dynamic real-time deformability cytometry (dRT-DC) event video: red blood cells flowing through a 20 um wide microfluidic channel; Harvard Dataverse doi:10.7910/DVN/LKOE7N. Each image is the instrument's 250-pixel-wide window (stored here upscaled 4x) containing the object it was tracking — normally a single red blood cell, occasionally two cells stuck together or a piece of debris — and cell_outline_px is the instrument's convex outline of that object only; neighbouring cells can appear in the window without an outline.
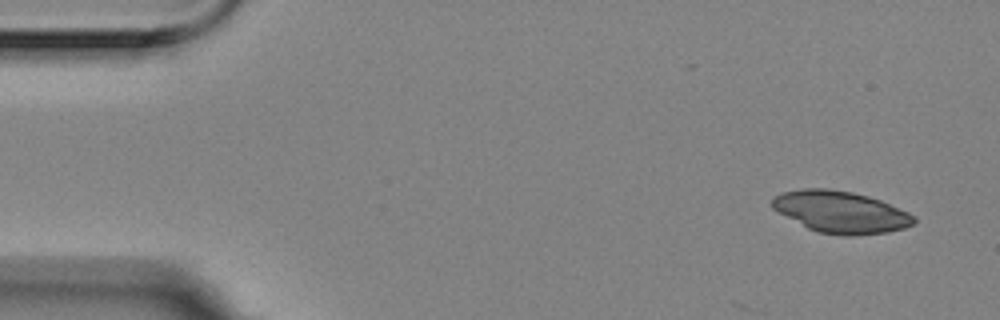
{"species": "Egyptian fruit bat (a non-hibernating species)", "species_latin": "Rousettus aegyptiacus", "temperature_condition": "room temperature", "stored_images_in_passage": 5, "camera_frame_rate_fps": 3000, "um_per_image_px": 0.085, "animal": {"sex": "female"}, "frame": {"image": 1, "passage_image": 1, "time_ms": 0.0, "image_size_px": [1000, 320], "cell_outline_px": [[916, 224], [904, 228], [888, 232], [856, 236], [844, 236], [816, 232], [808, 228], [772, 208], [772, 196], [784, 192], [800, 188], [828, 188], [852, 192], [868, 196], [880, 200], [908, 212], [916, 216]], "centroid_in_image_um": [71.49, 18.02], "position_along_channel_um": 13.5, "area_um2": 34.68}}
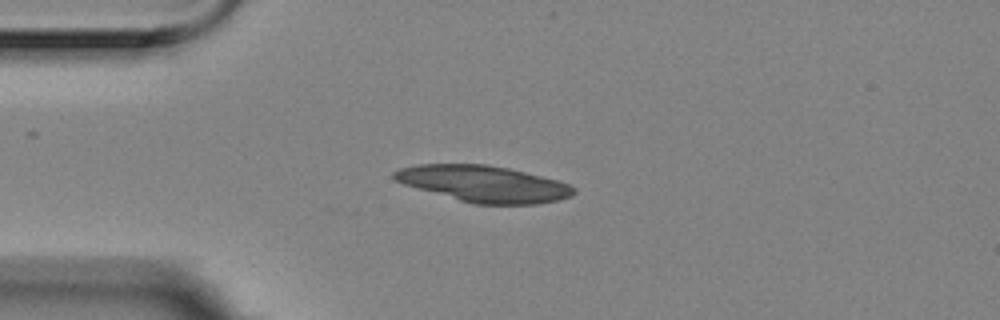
{"frame": {"image": 2, "passage_image": 4, "time_ms": 1.0, "image_size_px": [1000, 320], "cell_outline_px": [[576, 192], [572, 196], [556, 200], [536, 204], [472, 204], [404, 184], [396, 180], [392, 176], [392, 172], [400, 168], [420, 164], [484, 164], [508, 168], [556, 180], [568, 184], [576, 188]], "centroid_in_image_um": [41.11, 15.62], "position_along_channel_um": 43.9, "area_um2": 37.69}}